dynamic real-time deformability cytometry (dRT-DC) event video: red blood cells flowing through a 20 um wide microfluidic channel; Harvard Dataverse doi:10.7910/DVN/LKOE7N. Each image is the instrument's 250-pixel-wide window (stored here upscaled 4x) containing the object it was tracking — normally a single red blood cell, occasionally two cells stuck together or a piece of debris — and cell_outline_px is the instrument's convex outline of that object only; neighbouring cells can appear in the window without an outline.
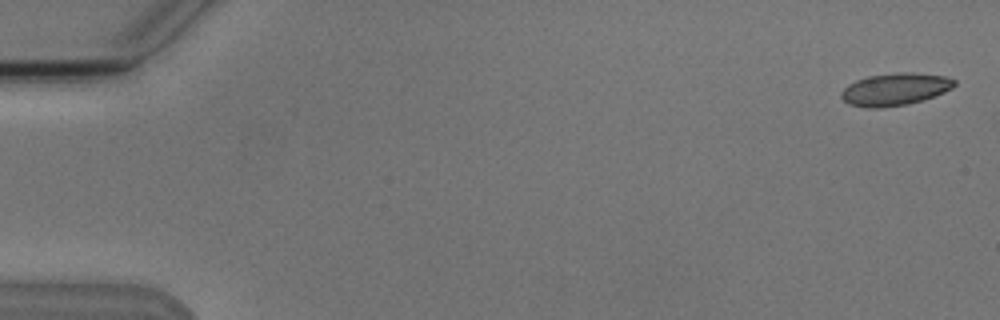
{"species": "Egyptian fruit bat (a non-hibernating species)", "species_latin": "Rousettus aegyptiacus", "temperature_condition": "cold", "stored_images_in_passage": 5, "camera_frame_rate_fps": 3000, "um_per_image_px": 0.085, "animal": {"sex": "male"}, "frame": {"image": 1, "passage_image": 1, "time_ms": 0.0, "image_size_px": [1000, 320], "cell_outline_px": [[956, 84], [952, 88], [944, 92], [908, 104], [880, 108], [868, 108], [848, 104], [840, 96], [840, 92], [848, 84], [856, 80], [868, 76], [896, 72], [912, 72], [944, 76], [956, 80]], "centroid_in_image_um": [76.04, 7.58], "position_along_channel_um": 9.0, "area_um2": 21.33}}
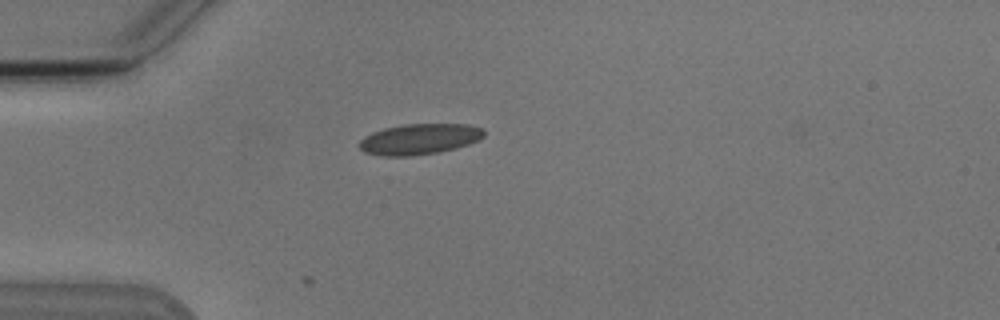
{"frame": {"image": 2, "passage_image": 5, "time_ms": 4.667, "image_size_px": [1000, 320], "cell_outline_px": [[484, 136], [480, 140], [456, 148], [440, 152], [412, 156], [380, 156], [364, 152], [360, 148], [360, 140], [364, 136], [372, 132], [384, 128], [408, 124], [468, 124], [480, 128], [484, 132]], "centroid_in_image_um": [35.64, 11.83], "position_along_channel_um": 49.4, "area_um2": 22.37}}